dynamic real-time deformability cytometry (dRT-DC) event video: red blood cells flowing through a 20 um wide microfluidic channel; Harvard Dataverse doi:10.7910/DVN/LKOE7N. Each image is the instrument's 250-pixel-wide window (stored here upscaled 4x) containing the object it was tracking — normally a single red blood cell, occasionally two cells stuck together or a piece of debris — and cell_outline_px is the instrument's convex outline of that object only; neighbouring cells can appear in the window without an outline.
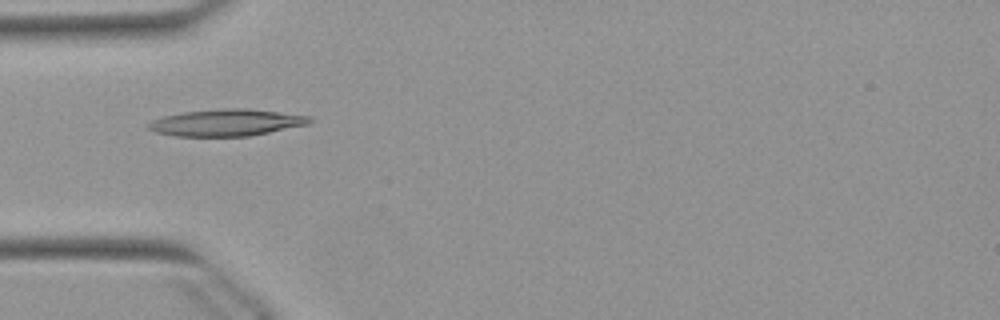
{"species": "Egyptian fruit bat (a non-hibernating species)", "species_latin": "Rousettus aegyptiacus", "temperature_condition": "warm", "stored_images_in_passage": 16, "camera_frame_rate_fps": 3000, "um_per_image_px": 0.085, "animal": {"sex": "female"}, "frame": {"image": 1, "passage_image": 9, "time_ms": 2.667, "image_size_px": [1000, 320], "cell_outline_px": [[312, 120], [308, 124], [248, 136], [176, 136], [156, 132], [148, 128], [148, 124], [152, 120], [164, 116], [184, 112], [220, 108], [248, 108], [312, 116]], "centroid_in_image_um": [19.26, 10.41], "position_along_channel_um": 65.7, "area_um2": 25.03}}
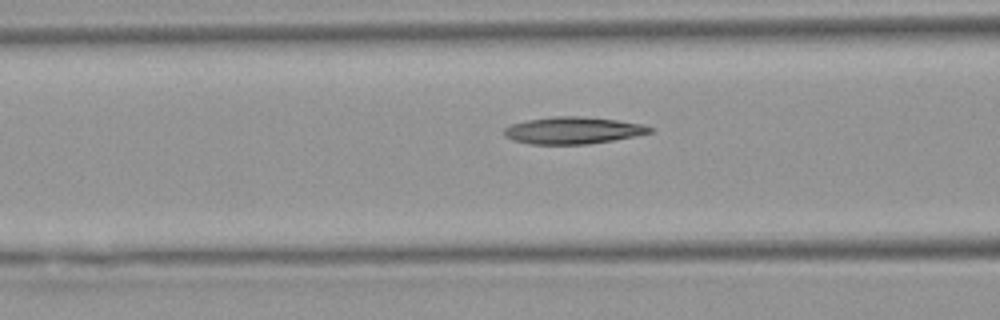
{"frame": {"image": 2, "passage_image": 13, "time_ms": 4.0, "image_size_px": [1000, 320], "cell_outline_px": [[656, 128], [652, 132], [636, 136], [588, 144], [528, 144], [512, 140], [504, 136], [504, 128], [512, 124], [528, 120], [552, 116], [580, 116], [616, 120], [644, 124]], "centroid_in_image_um": [48.72, 11.08], "position_along_channel_um": 117.9, "area_um2": 23.0}}